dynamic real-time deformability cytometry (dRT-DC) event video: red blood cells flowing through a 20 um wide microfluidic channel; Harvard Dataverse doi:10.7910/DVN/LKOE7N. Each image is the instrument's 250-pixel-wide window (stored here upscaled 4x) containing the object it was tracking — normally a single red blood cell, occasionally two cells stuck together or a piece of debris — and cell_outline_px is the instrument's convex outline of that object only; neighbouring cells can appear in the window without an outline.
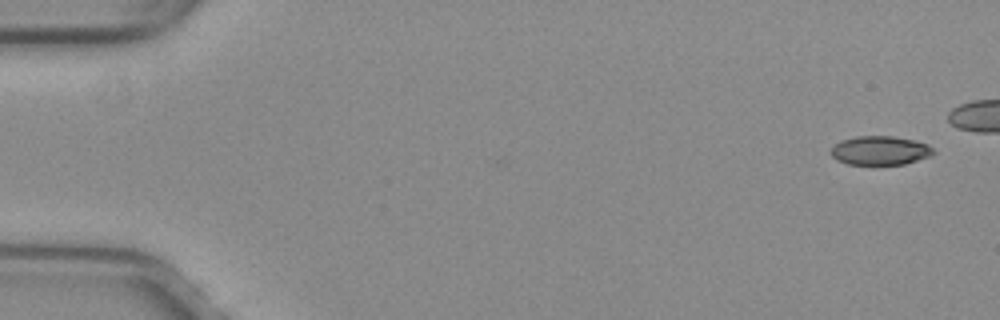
{"species": "common noctule bat (a hibernating species)", "species_latin": "Nyctalus noctula", "temperature_condition": "warm", "stored_images_in_passage": 3, "camera_frame_rate_fps": 3000, "um_per_image_px": 0.085, "animal": {"sex": "female", "body_mass_g": 29.2, "forearm_length_mm": 56.3}, "frame": {"image": 1, "passage_image": 3, "time_ms": 0.667, "image_size_px": [1000, 320], "cell_outline_px": [[936, 152], [932, 156], [904, 164], [848, 164], [836, 160], [828, 152], [840, 140], [856, 136], [892, 136], [912, 140], [928, 144]], "centroid_in_image_um": [74.8, 12.79], "position_along_channel_um": 10.2, "area_um2": 17.34}}